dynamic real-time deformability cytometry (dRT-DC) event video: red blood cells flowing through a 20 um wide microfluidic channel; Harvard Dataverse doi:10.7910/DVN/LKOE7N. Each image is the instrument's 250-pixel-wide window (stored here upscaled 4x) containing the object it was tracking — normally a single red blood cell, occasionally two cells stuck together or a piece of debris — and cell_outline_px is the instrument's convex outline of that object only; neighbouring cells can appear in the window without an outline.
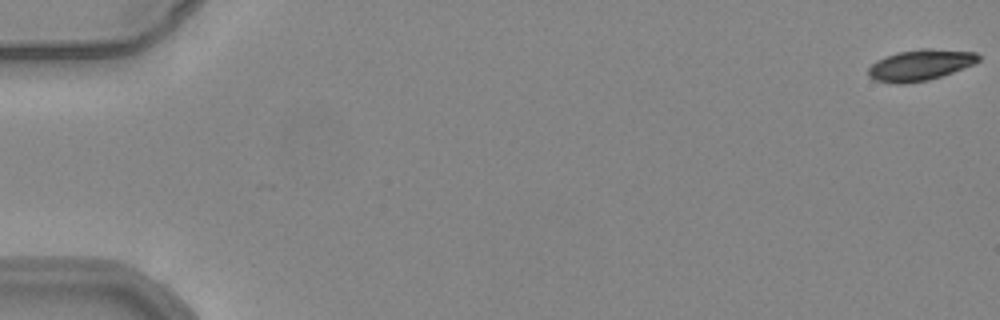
{"species": "common noctule bat (a hibernating species)", "species_latin": "Nyctalus noctula", "temperature_condition": "warm", "stored_images_in_passage": 17, "camera_frame_rate_fps": 3000, "um_per_image_px": 0.085, "animal": {"sex": "female", "body_mass_g": 24.6, "forearm_length_mm": 56.2}, "frame": {"image": 1, "passage_image": 1, "time_ms": 0.0, "image_size_px": [1000, 320], "cell_outline_px": [[980, 60], [972, 64], [952, 72], [928, 80], [904, 84], [900, 84], [872, 80], [868, 76], [868, 68], [876, 60], [884, 56], [896, 52], [920, 48], [928, 48], [976, 52], [980, 56]], "centroid_in_image_um": [78.16, 5.52], "position_along_channel_um": 6.8, "area_um2": 20.0}}
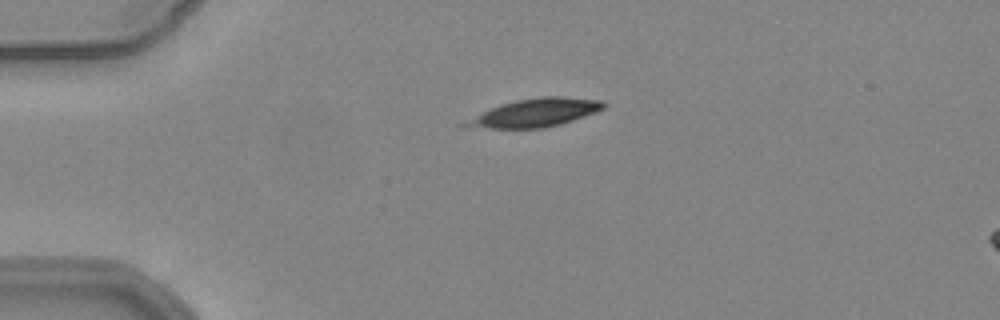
{"frame": {"image": 2, "passage_image": 14, "time_ms": 4.333, "image_size_px": [1000, 320], "cell_outline_px": [[608, 104], [604, 108], [596, 112], [560, 124], [544, 128], [460, 128], [460, 124], [500, 104], [516, 100], [540, 96], [560, 96], [604, 100]], "centroid_in_image_um": [45.51, 9.58], "position_along_channel_um": 39.5, "area_um2": 22.66}}